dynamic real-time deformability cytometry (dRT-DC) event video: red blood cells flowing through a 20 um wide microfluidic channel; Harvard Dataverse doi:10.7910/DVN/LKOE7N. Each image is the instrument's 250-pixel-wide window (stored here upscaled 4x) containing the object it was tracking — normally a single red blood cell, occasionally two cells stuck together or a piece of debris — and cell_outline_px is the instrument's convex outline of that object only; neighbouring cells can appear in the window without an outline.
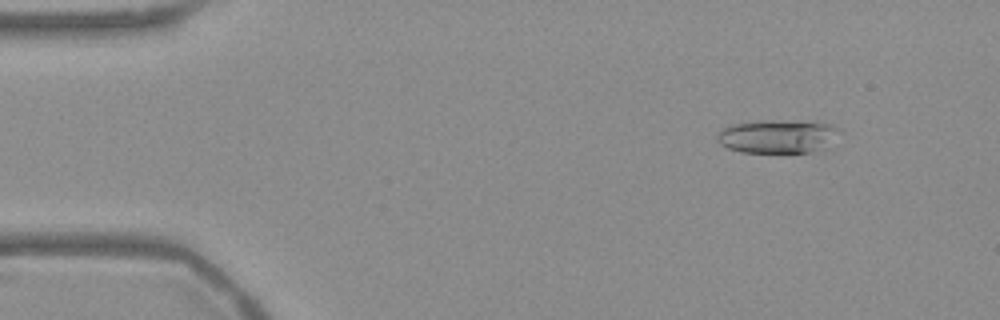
{"species": "Egyptian fruit bat (a non-hibernating species)", "species_latin": "Rousettus aegyptiacus", "temperature_condition": "warm", "stored_images_in_passage": 54, "camera_frame_rate_fps": 3000, "um_per_image_px": 0.085, "frame": {"image": 1, "passage_image": 6, "time_ms": 1.667, "image_size_px": [1000, 320], "cell_outline_px": [[844, 132], [832, 148], [812, 152], [740, 152], [728, 148], [720, 144], [716, 140], [716, 136], [724, 128], [732, 124], [760, 120], [772, 120], [828, 124]], "centroid_in_image_um": [66.2, 11.62], "position_along_channel_um": 18.8, "area_um2": 24.28}}
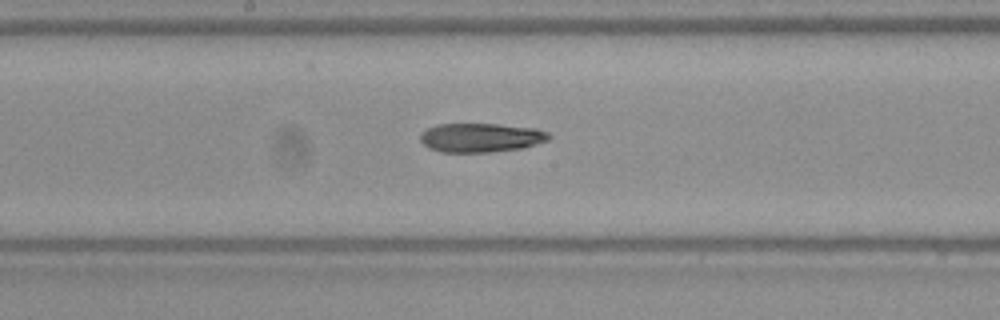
{"frame": {"image": 2, "passage_image": 28, "time_ms": 9.0, "image_size_px": [1000, 320], "cell_outline_px": [[552, 136], [548, 140], [524, 148], [492, 152], [440, 152], [428, 148], [420, 140], [420, 136], [428, 128], [436, 124], [500, 124], [536, 128], [548, 132]], "centroid_in_image_um": [40.9, 11.7], "position_along_channel_um": 207.3, "area_um2": 21.91}}
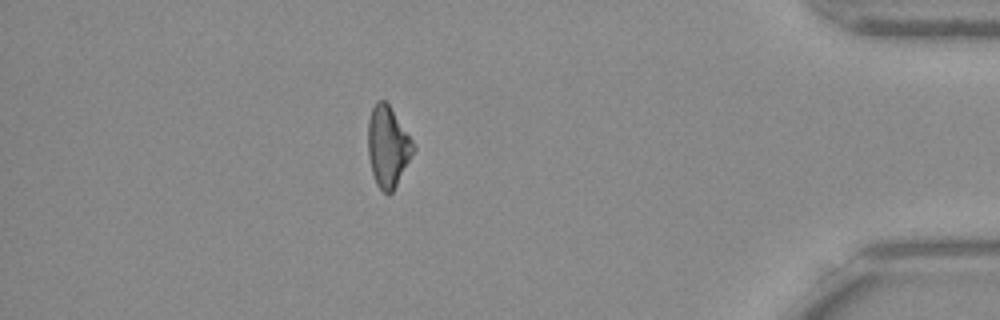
{"frame": {"image": 3, "passage_image": 47, "time_ms": 15.333, "image_size_px": [1000, 320], "cell_outline_px": [[416, 148], [392, 192], [388, 196], [376, 184], [372, 172], [368, 156], [368, 120], [372, 108], [376, 100], [384, 100], [388, 104], [412, 140]], "centroid_in_image_um": [32.95, 12.46], "position_along_channel_um": 402.3, "area_um2": 21.1}, "authors_computed_cell_mechanics": {"area_um2": 22.0218, "velocity_mm_per_s": 3.7713, "shape_relaxation_time_tau1_ms": 9.856, "shape_relaxation_time_tau2_ms": 6.856, "deformation_change_tau1": 0.2545, "deformation_change_tau2": 0.182}}